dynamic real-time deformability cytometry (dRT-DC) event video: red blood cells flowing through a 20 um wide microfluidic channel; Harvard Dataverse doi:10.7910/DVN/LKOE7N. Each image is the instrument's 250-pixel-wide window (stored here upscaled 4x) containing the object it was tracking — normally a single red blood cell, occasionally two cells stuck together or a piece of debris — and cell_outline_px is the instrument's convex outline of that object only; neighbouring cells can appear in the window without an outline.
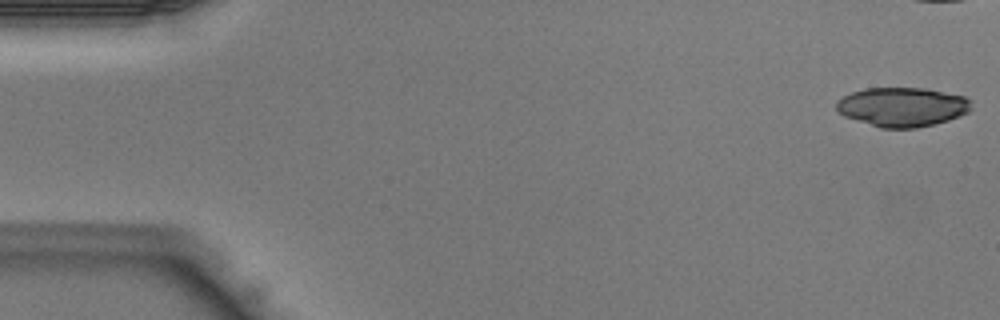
{"species": "Egyptian fruit bat (a non-hibernating species)", "species_latin": "Rousettus aegyptiacus", "temperature_condition": "warm", "stored_images_in_passage": 33, "camera_frame_rate_fps": 3000, "um_per_image_px": 0.085, "animal": {"sex": "male"}, "frame": {"image": 1, "passage_image": 1, "time_ms": 0.0, "image_size_px": [1000, 320], "cell_outline_px": [[972, 108], [968, 112], [960, 116], [948, 120], [916, 128], [880, 128], [844, 116], [836, 108], [836, 104], [844, 96], [852, 92], [864, 88], [928, 88], [964, 96], [972, 100]], "centroid_in_image_um": [76.74, 9.08], "position_along_channel_um": 8.3, "area_um2": 30.87}}
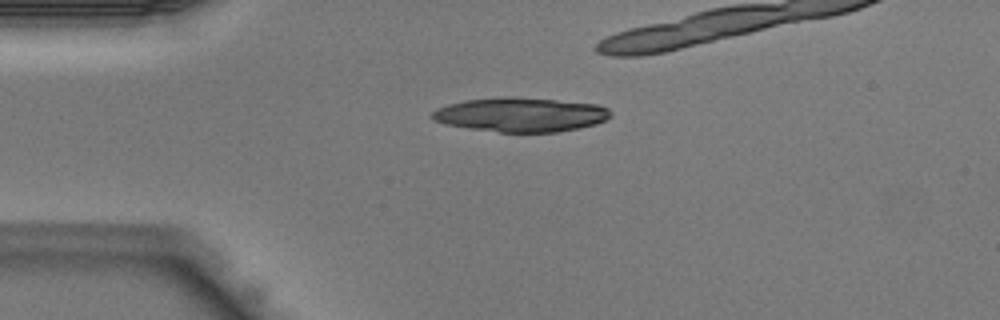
{"frame": {"image": 2, "passage_image": 10, "time_ms": 3.0, "image_size_px": [1000, 320], "cell_outline_px": [[612, 116], [596, 124], [580, 128], [556, 132], [500, 132], [468, 128], [448, 124], [432, 120], [432, 112], [436, 108], [448, 104], [464, 100], [500, 96], [512, 96], [556, 100], [596, 104], [608, 108], [612, 112]], "centroid_in_image_um": [44.26, 9.73], "position_along_channel_um": 40.7, "area_um2": 35.78}}